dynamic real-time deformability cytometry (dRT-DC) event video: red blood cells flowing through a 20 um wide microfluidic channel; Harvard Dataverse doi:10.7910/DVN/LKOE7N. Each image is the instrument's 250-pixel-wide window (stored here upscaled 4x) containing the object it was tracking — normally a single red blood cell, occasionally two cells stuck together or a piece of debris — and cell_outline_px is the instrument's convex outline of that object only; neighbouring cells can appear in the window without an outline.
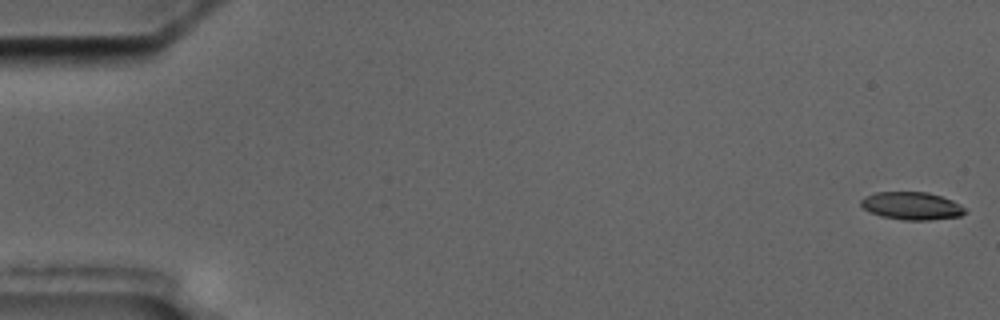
{"species": "common noctule bat (a hibernating species)", "species_latin": "Nyctalus noctula", "temperature_condition": "cold", "stored_images_in_passage": 6, "camera_frame_rate_fps": 3000, "um_per_image_px": 0.085, "animal": {"sex": "male", "body_mass_g": 17.5, "forearm_length_mm": 52.3}, "frame": {"image": 1, "passage_image": 1, "time_ms": 0.0, "image_size_px": [1000, 320], "cell_outline_px": [[968, 212], [960, 216], [928, 220], [904, 220], [880, 216], [864, 208], [860, 204], [860, 200], [864, 196], [876, 192], [928, 192], [952, 200], [968, 208]], "centroid_in_image_um": [77.53, 17.49], "position_along_channel_um": 7.5, "area_um2": 16.94}}
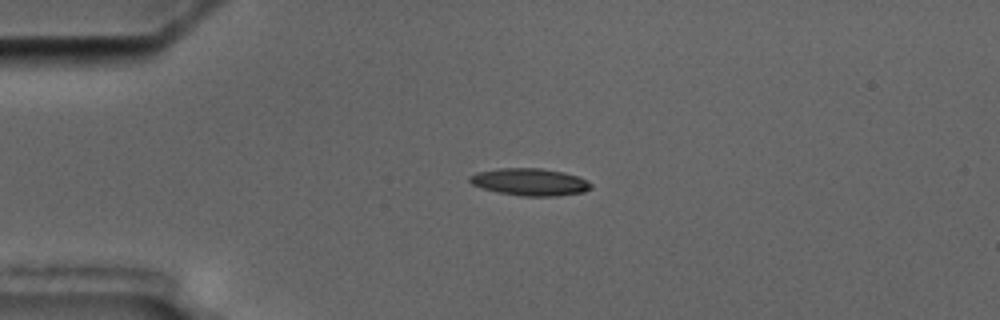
{"frame": {"image": 2, "passage_image": 4, "time_ms": 4.333, "image_size_px": [1000, 320], "cell_outline_px": [[592, 188], [584, 192], [556, 196], [520, 196], [500, 192], [484, 188], [472, 184], [468, 180], [468, 176], [476, 172], [496, 168], [540, 168], [564, 172], [588, 180], [592, 184]], "centroid_in_image_um": [45.05, 15.46], "position_along_channel_um": 40.0, "area_um2": 19.31}}
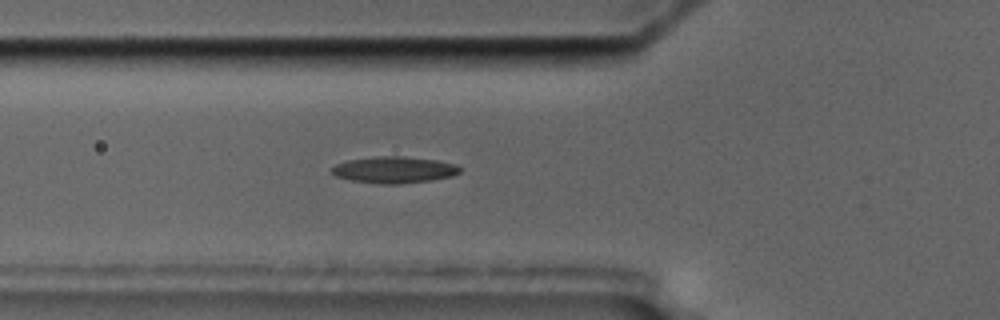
{"frame": {"image": 3, "passage_image": 6, "time_ms": 6.667, "image_size_px": [1000, 320], "cell_outline_px": [[460, 172], [452, 176], [432, 180], [396, 184], [376, 184], [348, 180], [336, 176], [332, 172], [332, 168], [336, 164], [348, 160], [376, 156], [404, 156], [436, 160], [456, 164], [460, 168]], "centroid_in_image_um": [33.49, 14.44], "position_along_channel_um": 92.3, "area_um2": 19.88}}